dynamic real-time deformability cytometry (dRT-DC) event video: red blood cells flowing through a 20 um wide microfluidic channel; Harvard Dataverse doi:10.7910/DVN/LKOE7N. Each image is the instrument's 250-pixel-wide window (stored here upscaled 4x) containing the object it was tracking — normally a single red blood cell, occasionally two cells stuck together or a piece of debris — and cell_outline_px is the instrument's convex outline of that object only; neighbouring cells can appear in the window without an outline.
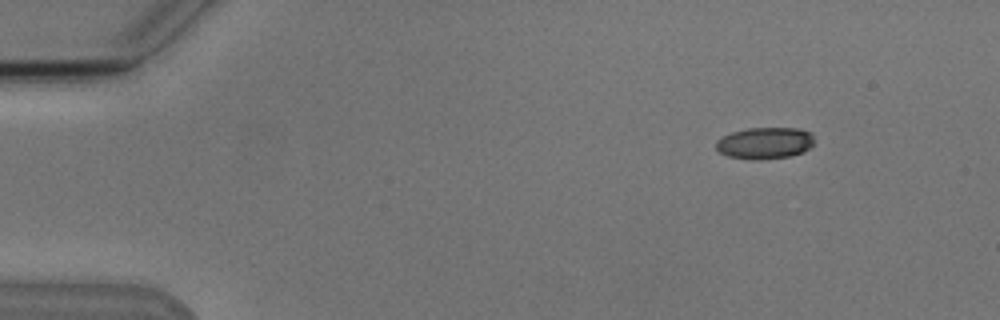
{"species": "Egyptian fruit bat (a non-hibernating species)", "species_latin": "Rousettus aegyptiacus", "temperature_condition": "cold", "stored_images_in_passage": 4, "camera_frame_rate_fps": 3000, "um_per_image_px": 0.085, "animal": {"sex": "male"}, "frame": {"image": 1, "passage_image": 4, "time_ms": 4.667, "image_size_px": [1000, 320], "cell_outline_px": [[812, 144], [804, 152], [788, 156], [728, 156], [720, 152], [716, 148], [716, 140], [732, 132], [748, 128], [796, 128], [812, 132]], "centroid_in_image_um": [65.03, 12.09], "position_along_channel_um": 20.0, "area_um2": 17.05}}